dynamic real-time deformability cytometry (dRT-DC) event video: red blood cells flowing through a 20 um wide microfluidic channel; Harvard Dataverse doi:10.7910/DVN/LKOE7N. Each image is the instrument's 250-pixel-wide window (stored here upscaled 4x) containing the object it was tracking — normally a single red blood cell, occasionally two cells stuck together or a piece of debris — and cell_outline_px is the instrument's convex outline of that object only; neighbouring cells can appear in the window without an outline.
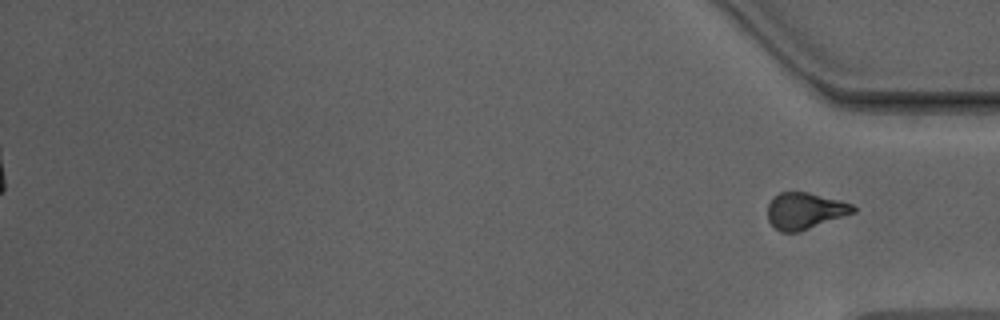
{"species": "Egyptian fruit bat (a non-hibernating species)", "species_latin": "Rousettus aegyptiacus", "temperature_condition": "warm", "stored_images_in_passage": 39, "segment_of_instrument_passage": [2, 2], "camera_frame_rate_fps": 3000, "um_per_image_px": 0.085, "animal": {"sex": "male"}, "frame": {"image": 1, "passage_image": 39, "time_ms": 12.667, "image_size_px": [1000, 320], "cell_outline_px": [[856, 212], [800, 232], [780, 232], [768, 220], [768, 204], [772, 196], [780, 192], [808, 192], [840, 200], [852, 204], [856, 208]], "centroid_in_image_um": [68.41, 17.92], "position_along_channel_um": 366.8, "area_um2": 18.32}}